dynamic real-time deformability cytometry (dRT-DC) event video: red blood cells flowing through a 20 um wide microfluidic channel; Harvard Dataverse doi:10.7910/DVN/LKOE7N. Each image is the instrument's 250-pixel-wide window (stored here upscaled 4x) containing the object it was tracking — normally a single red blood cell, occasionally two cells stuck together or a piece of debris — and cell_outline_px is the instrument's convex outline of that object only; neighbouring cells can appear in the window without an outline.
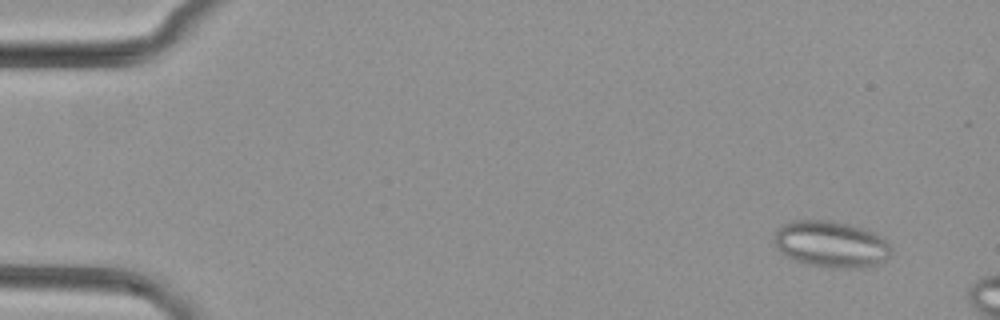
{"species": "common noctule bat (a hibernating species)", "species_latin": "Nyctalus noctula", "temperature_condition": "cold", "stored_images_in_passage": 11, "camera_frame_rate_fps": 3000, "um_per_image_px": 0.085, "animal": {"sex": "female", "body_mass_g": 29.2, "forearm_length_mm": 56.3}, "frame": {"image": 1, "passage_image": 4, "time_ms": 1.0, "image_size_px": [1000, 320], "cell_outline_px": [[892, 248], [888, 256], [884, 260], [868, 268], [828, 268], [804, 264], [792, 260], [784, 256], [776, 248], [776, 228], [780, 224], [792, 220], [832, 220], [864, 228], [888, 240]], "centroid_in_image_um": [70.62, 20.76], "position_along_channel_um": 14.4, "area_um2": 32.25}}